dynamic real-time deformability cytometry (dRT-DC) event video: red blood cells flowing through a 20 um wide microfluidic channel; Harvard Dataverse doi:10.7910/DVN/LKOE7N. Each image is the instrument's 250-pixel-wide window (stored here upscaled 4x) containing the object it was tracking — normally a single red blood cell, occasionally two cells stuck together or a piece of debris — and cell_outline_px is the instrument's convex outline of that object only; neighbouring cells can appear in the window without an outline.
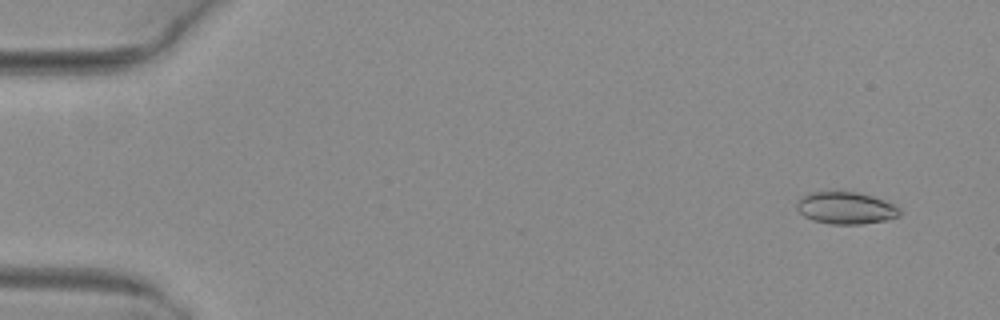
{"species": "common noctule bat (a hibernating species)", "species_latin": "Nyctalus noctula", "temperature_condition": "warm", "stored_images_in_passage": 49, "camera_frame_rate_fps": 3000, "um_per_image_px": 0.085, "animal": {"sex": "female", "body_mass_g": 29.2, "forearm_length_mm": 56.3}, "frame": {"image": 1, "passage_image": 1, "time_ms": 0.0, "image_size_px": [1000, 320], "cell_outline_px": [[900, 216], [888, 220], [860, 224], [832, 224], [812, 220], [804, 216], [796, 208], [796, 204], [800, 196], [808, 192], [836, 188], [856, 192], [872, 196], [884, 200], [900, 208]], "centroid_in_image_um": [71.84, 17.63], "position_along_channel_um": 13.2, "area_um2": 20.0}}
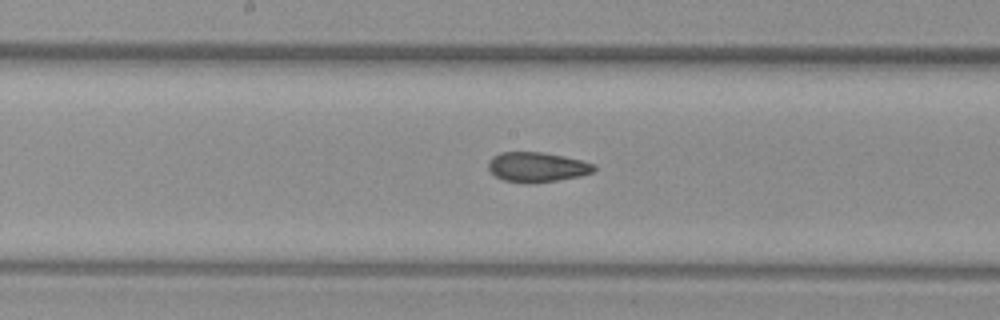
{"frame": {"image": 2, "passage_image": 25, "time_ms": 8.0, "image_size_px": [1000, 320], "cell_outline_px": [[596, 168], [592, 172], [580, 176], [532, 184], [528, 184], [504, 180], [496, 176], [488, 168], [488, 160], [492, 156], [500, 152], [544, 152], [564, 156], [596, 164]], "centroid_in_image_um": [45.63, 14.2], "position_along_channel_um": 202.6, "area_um2": 18.5}}
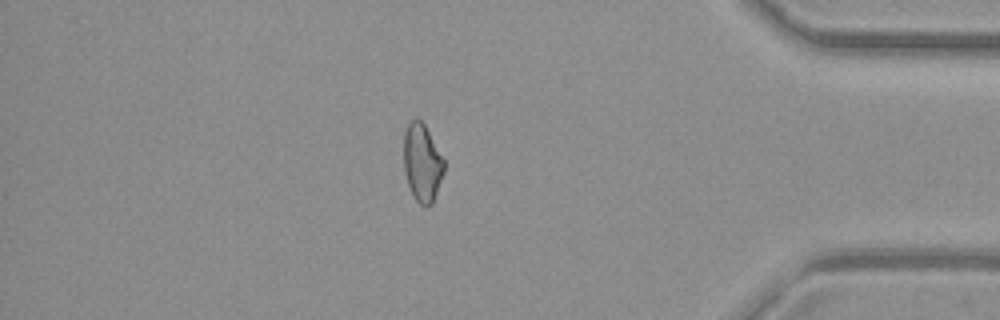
{"frame": {"image": 3, "passage_image": 42, "time_ms": 13.667, "image_size_px": [1000, 320], "cell_outline_px": [[444, 172], [432, 204], [428, 208], [424, 208], [412, 196], [404, 172], [404, 132], [408, 124], [412, 120], [420, 120], [424, 124], [444, 160]], "centroid_in_image_um": [35.87, 13.89], "position_along_channel_um": 399.3, "area_um2": 18.21}, "authors_computed_cell_mechanics": {"area_um2": 18.9006, "velocity_mm_per_s": 4.0805, "shape_relaxation_time_tau1_ms": null, "shape_relaxation_time_tau2_ms": 2.471, "deformation_change_tau1": null, "deformation_change_tau2": 0.0685}}